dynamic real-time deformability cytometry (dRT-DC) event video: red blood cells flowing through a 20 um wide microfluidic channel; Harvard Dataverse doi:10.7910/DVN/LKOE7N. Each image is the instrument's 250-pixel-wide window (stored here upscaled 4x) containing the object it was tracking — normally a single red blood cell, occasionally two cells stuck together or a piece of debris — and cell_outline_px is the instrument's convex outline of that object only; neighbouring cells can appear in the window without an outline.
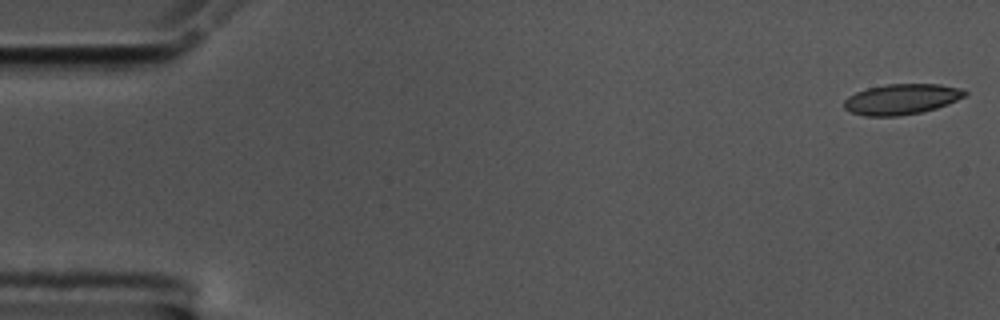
{"species": "common noctule bat (a hibernating species)", "species_latin": "Nyctalus noctula", "temperature_condition": "cold", "stored_images_in_passage": 57, "segment_of_instrument_passage": [1, 2], "camera_frame_rate_fps": 3000, "um_per_image_px": 0.085, "animal": {"sex": "male", "body_mass_g": 17.5, "forearm_length_mm": 52.3}, "frame": {"image": 1, "passage_image": 1, "time_ms": 0.0, "image_size_px": [1000, 320], "cell_outline_px": [[968, 92], [964, 96], [948, 104], [936, 108], [920, 112], [900, 116], [864, 116], [852, 112], [844, 108], [844, 100], [848, 96], [856, 92], [868, 88], [888, 84], [940, 84], [960, 88]], "centroid_in_image_um": [76.62, 8.43], "position_along_channel_um": 8.4, "area_um2": 21.39}}
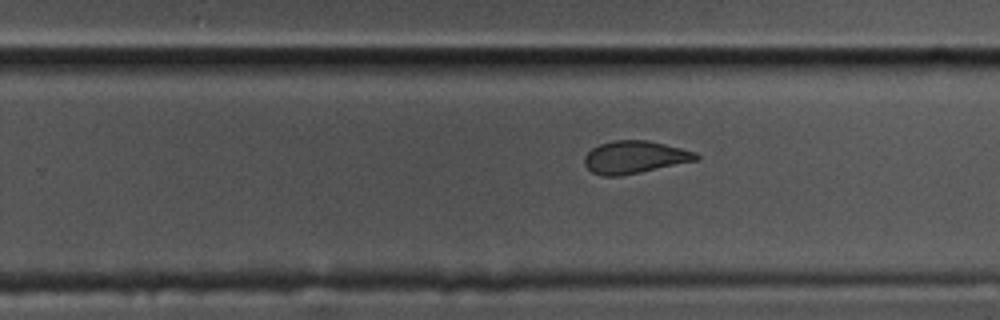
{"frame": {"image": 2, "passage_image": 35, "time_ms": 11.333, "image_size_px": [1000, 320], "cell_outline_px": [[700, 160], [620, 176], [600, 176], [592, 172], [584, 164], [584, 156], [592, 148], [600, 144], [612, 140], [648, 140], [696, 152], [700, 156]], "centroid_in_image_um": [53.95, 13.36], "position_along_channel_um": 275.9, "area_um2": 21.27}}
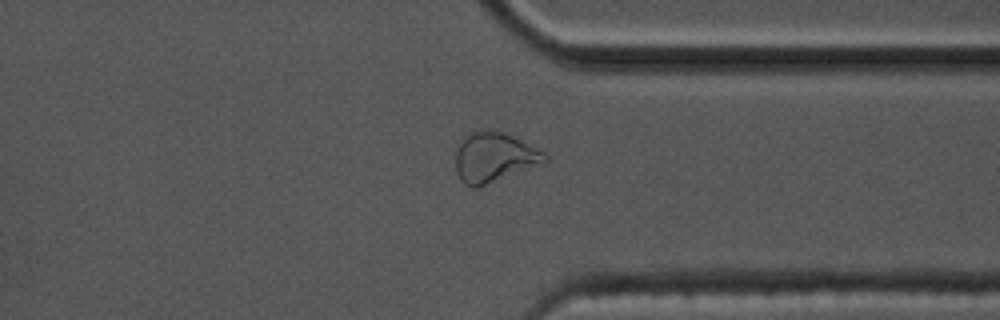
{"frame": {"image": 3, "passage_image": 43, "time_ms": 14.0, "image_size_px": [1000, 320], "cell_outline_px": [[548, 160], [544, 164], [480, 188], [472, 188], [464, 184], [460, 180], [456, 172], [456, 148], [464, 136], [468, 132], [504, 132], [544, 152], [548, 156]], "centroid_in_image_um": [42.0, 13.44], "position_along_channel_um": 369.4, "area_um2": 26.13}}